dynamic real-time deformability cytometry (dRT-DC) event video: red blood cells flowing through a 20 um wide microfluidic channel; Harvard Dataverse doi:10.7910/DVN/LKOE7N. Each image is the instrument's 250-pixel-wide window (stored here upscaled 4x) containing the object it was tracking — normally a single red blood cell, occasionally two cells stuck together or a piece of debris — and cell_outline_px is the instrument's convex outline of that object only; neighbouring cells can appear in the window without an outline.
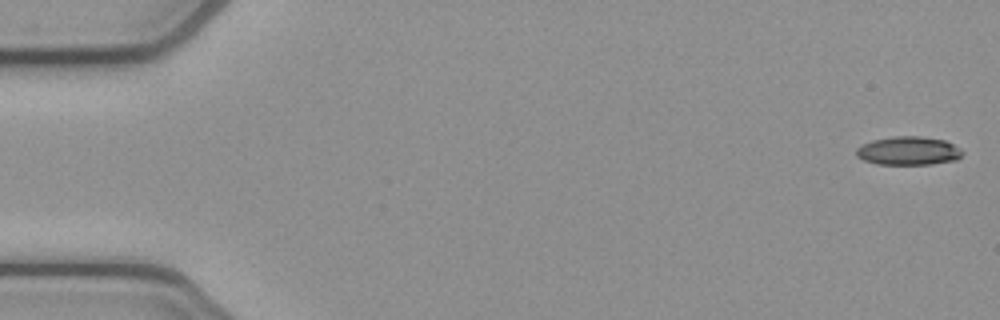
{"species": "common noctule bat (a hibernating species)", "species_latin": "Nyctalus noctula", "temperature_condition": "cold", "stored_images_in_passage": 53, "camera_frame_rate_fps": 3000, "um_per_image_px": 0.085, "animal": {"sex": "female", "body_mass_g": 21.9}, "frame": {"image": 1, "passage_image": 1, "time_ms": 0.0, "image_size_px": [1000, 320], "cell_outline_px": [[964, 152], [956, 160], [932, 164], [876, 164], [864, 160], [856, 156], [856, 148], [860, 144], [872, 140], [892, 136], [920, 136], [944, 140], [960, 148]], "centroid_in_image_um": [77.18, 12.81], "position_along_channel_um": 7.8, "area_um2": 17.74}}
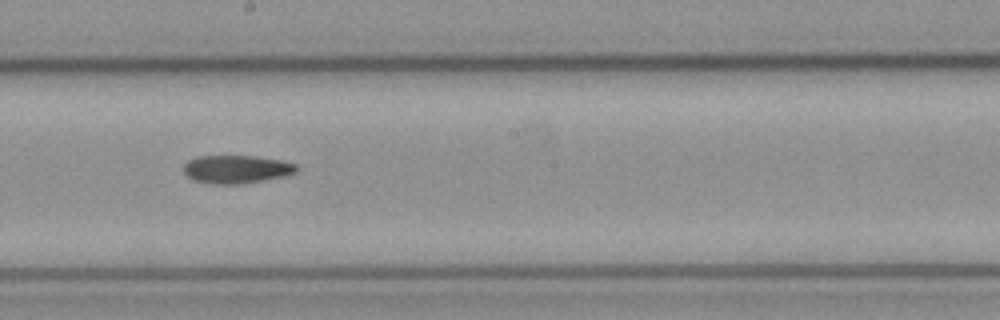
{"frame": {"image": 2, "passage_image": 29, "time_ms": 9.333, "image_size_px": [1000, 320], "cell_outline_px": [[300, 168], [296, 172], [284, 176], [240, 184], [212, 184], [192, 180], [184, 172], [184, 164], [188, 160], [196, 156], [256, 156], [284, 160], [296, 164]], "centroid_in_image_um": [20.11, 14.38], "position_along_channel_um": 228.1, "area_um2": 18.67}}
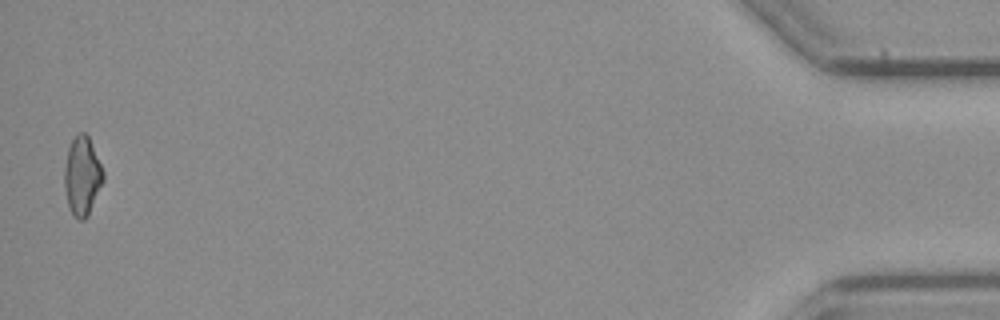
{"frame": {"image": 3, "passage_image": 52, "time_ms": 17.0, "image_size_px": [1000, 320], "cell_outline_px": [[104, 180], [88, 216], [84, 220], [80, 220], [68, 208], [64, 188], [64, 168], [68, 148], [76, 132], [84, 132], [88, 136], [104, 172]], "centroid_in_image_um": [6.97, 14.96], "position_along_channel_um": 428.2, "area_um2": 17.86}}